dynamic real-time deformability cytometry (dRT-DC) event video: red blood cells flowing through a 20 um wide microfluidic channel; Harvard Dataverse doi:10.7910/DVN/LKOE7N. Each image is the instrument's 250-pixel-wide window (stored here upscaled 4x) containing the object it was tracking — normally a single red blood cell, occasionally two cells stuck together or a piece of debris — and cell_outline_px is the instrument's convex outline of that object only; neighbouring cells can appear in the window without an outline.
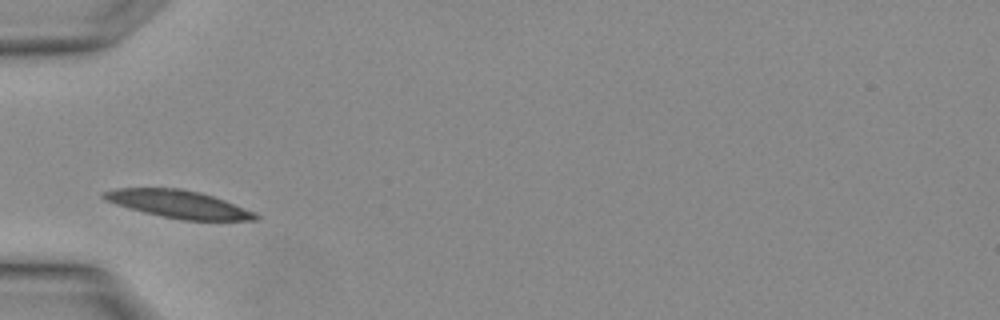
{"species": "Egyptian fruit bat (a non-hibernating species)", "species_latin": "Rousettus aegyptiacus", "temperature_condition": "warm", "stored_images_in_passage": 1, "camera_frame_rate_fps": 3000, "um_per_image_px": 0.085, "animal": {"sex": "female"}, "frame": {"image": 1, "passage_image": 1, "time_ms": 0.0, "image_size_px": [1000, 320], "cell_outline_px": [[260, 220], [180, 220], [144, 212], [128, 208], [104, 200], [100, 196], [104, 192], [116, 188], [180, 188], [200, 192], [224, 200], [256, 212], [260, 216]], "centroid_in_image_um": [15.18, 17.35], "position_along_channel_um": 69.8, "area_um2": 24.45}}